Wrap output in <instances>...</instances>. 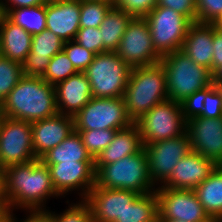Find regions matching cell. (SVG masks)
<instances>
[{
  "label": "cell",
  "mask_w": 222,
  "mask_h": 222,
  "mask_svg": "<svg viewBox=\"0 0 222 222\" xmlns=\"http://www.w3.org/2000/svg\"><path fill=\"white\" fill-rule=\"evenodd\" d=\"M5 183L7 212L46 211L47 199L61 197L53 187L49 167L41 159L8 166Z\"/></svg>",
  "instance_id": "6da1fadb"
},
{
  "label": "cell",
  "mask_w": 222,
  "mask_h": 222,
  "mask_svg": "<svg viewBox=\"0 0 222 222\" xmlns=\"http://www.w3.org/2000/svg\"><path fill=\"white\" fill-rule=\"evenodd\" d=\"M57 113L55 87L42 77L24 75L0 105V115L30 123Z\"/></svg>",
  "instance_id": "7a4b0ae2"
},
{
  "label": "cell",
  "mask_w": 222,
  "mask_h": 222,
  "mask_svg": "<svg viewBox=\"0 0 222 222\" xmlns=\"http://www.w3.org/2000/svg\"><path fill=\"white\" fill-rule=\"evenodd\" d=\"M123 97L133 123L157 103L168 99L166 75L161 63L131 68Z\"/></svg>",
  "instance_id": "3957f363"
},
{
  "label": "cell",
  "mask_w": 222,
  "mask_h": 222,
  "mask_svg": "<svg viewBox=\"0 0 222 222\" xmlns=\"http://www.w3.org/2000/svg\"><path fill=\"white\" fill-rule=\"evenodd\" d=\"M95 186L134 191L139 195L156 190L149 177L148 159L144 148L118 161L103 165L95 173Z\"/></svg>",
  "instance_id": "277c9868"
},
{
  "label": "cell",
  "mask_w": 222,
  "mask_h": 222,
  "mask_svg": "<svg viewBox=\"0 0 222 222\" xmlns=\"http://www.w3.org/2000/svg\"><path fill=\"white\" fill-rule=\"evenodd\" d=\"M160 63L166 75L168 99L180 103L213 83L212 72L193 62L181 50L166 54Z\"/></svg>",
  "instance_id": "5b68a950"
},
{
  "label": "cell",
  "mask_w": 222,
  "mask_h": 222,
  "mask_svg": "<svg viewBox=\"0 0 222 222\" xmlns=\"http://www.w3.org/2000/svg\"><path fill=\"white\" fill-rule=\"evenodd\" d=\"M131 68L116 51L95 55L92 63L83 72L88 78L92 97H123Z\"/></svg>",
  "instance_id": "8992f818"
},
{
  "label": "cell",
  "mask_w": 222,
  "mask_h": 222,
  "mask_svg": "<svg viewBox=\"0 0 222 222\" xmlns=\"http://www.w3.org/2000/svg\"><path fill=\"white\" fill-rule=\"evenodd\" d=\"M135 124L143 145L181 136L187 128L180 103L171 99L157 103Z\"/></svg>",
  "instance_id": "52a82bcc"
},
{
  "label": "cell",
  "mask_w": 222,
  "mask_h": 222,
  "mask_svg": "<svg viewBox=\"0 0 222 222\" xmlns=\"http://www.w3.org/2000/svg\"><path fill=\"white\" fill-rule=\"evenodd\" d=\"M155 51L161 56L181 50L192 22L168 7L155 6L145 17Z\"/></svg>",
  "instance_id": "ba28073f"
},
{
  "label": "cell",
  "mask_w": 222,
  "mask_h": 222,
  "mask_svg": "<svg viewBox=\"0 0 222 222\" xmlns=\"http://www.w3.org/2000/svg\"><path fill=\"white\" fill-rule=\"evenodd\" d=\"M74 130L114 129L131 126L124 97H92L74 117Z\"/></svg>",
  "instance_id": "9c48e42d"
},
{
  "label": "cell",
  "mask_w": 222,
  "mask_h": 222,
  "mask_svg": "<svg viewBox=\"0 0 222 222\" xmlns=\"http://www.w3.org/2000/svg\"><path fill=\"white\" fill-rule=\"evenodd\" d=\"M37 159L32 146V123L0 115L2 168Z\"/></svg>",
  "instance_id": "30bf717a"
},
{
  "label": "cell",
  "mask_w": 222,
  "mask_h": 222,
  "mask_svg": "<svg viewBox=\"0 0 222 222\" xmlns=\"http://www.w3.org/2000/svg\"><path fill=\"white\" fill-rule=\"evenodd\" d=\"M116 52L130 68L158 64L162 58L154 49L150 27L144 17L130 20Z\"/></svg>",
  "instance_id": "8fae6325"
},
{
  "label": "cell",
  "mask_w": 222,
  "mask_h": 222,
  "mask_svg": "<svg viewBox=\"0 0 222 222\" xmlns=\"http://www.w3.org/2000/svg\"><path fill=\"white\" fill-rule=\"evenodd\" d=\"M144 150L148 159L149 177L154 186L158 187L170 177L177 162L192 151V148L186 132L175 138L146 144Z\"/></svg>",
  "instance_id": "7c38bea8"
},
{
  "label": "cell",
  "mask_w": 222,
  "mask_h": 222,
  "mask_svg": "<svg viewBox=\"0 0 222 222\" xmlns=\"http://www.w3.org/2000/svg\"><path fill=\"white\" fill-rule=\"evenodd\" d=\"M155 193L158 199L159 220L214 222L205 212L193 190L158 186Z\"/></svg>",
  "instance_id": "4fadbf2b"
},
{
  "label": "cell",
  "mask_w": 222,
  "mask_h": 222,
  "mask_svg": "<svg viewBox=\"0 0 222 222\" xmlns=\"http://www.w3.org/2000/svg\"><path fill=\"white\" fill-rule=\"evenodd\" d=\"M49 167L51 180L56 192L62 197L71 191H79L85 199L95 186L94 162H60L46 164Z\"/></svg>",
  "instance_id": "5bb4252c"
},
{
  "label": "cell",
  "mask_w": 222,
  "mask_h": 222,
  "mask_svg": "<svg viewBox=\"0 0 222 222\" xmlns=\"http://www.w3.org/2000/svg\"><path fill=\"white\" fill-rule=\"evenodd\" d=\"M186 132L193 151L222 165V117H193L187 121Z\"/></svg>",
  "instance_id": "9a60e30c"
},
{
  "label": "cell",
  "mask_w": 222,
  "mask_h": 222,
  "mask_svg": "<svg viewBox=\"0 0 222 222\" xmlns=\"http://www.w3.org/2000/svg\"><path fill=\"white\" fill-rule=\"evenodd\" d=\"M138 196L134 191L94 186L84 200L95 222H114Z\"/></svg>",
  "instance_id": "2e32d148"
},
{
  "label": "cell",
  "mask_w": 222,
  "mask_h": 222,
  "mask_svg": "<svg viewBox=\"0 0 222 222\" xmlns=\"http://www.w3.org/2000/svg\"><path fill=\"white\" fill-rule=\"evenodd\" d=\"M217 166L213 160L192 150L177 162L170 177L161 186L164 188L194 190Z\"/></svg>",
  "instance_id": "e0dca14e"
},
{
  "label": "cell",
  "mask_w": 222,
  "mask_h": 222,
  "mask_svg": "<svg viewBox=\"0 0 222 222\" xmlns=\"http://www.w3.org/2000/svg\"><path fill=\"white\" fill-rule=\"evenodd\" d=\"M74 131L72 116L57 113L55 116L32 122V146L37 159L59 145Z\"/></svg>",
  "instance_id": "ac0fdd59"
},
{
  "label": "cell",
  "mask_w": 222,
  "mask_h": 222,
  "mask_svg": "<svg viewBox=\"0 0 222 222\" xmlns=\"http://www.w3.org/2000/svg\"><path fill=\"white\" fill-rule=\"evenodd\" d=\"M46 29L63 42L74 40L80 29V0L47 2Z\"/></svg>",
  "instance_id": "d6986e66"
},
{
  "label": "cell",
  "mask_w": 222,
  "mask_h": 222,
  "mask_svg": "<svg viewBox=\"0 0 222 222\" xmlns=\"http://www.w3.org/2000/svg\"><path fill=\"white\" fill-rule=\"evenodd\" d=\"M54 87L60 114L74 117L92 98L90 82L83 72L68 77Z\"/></svg>",
  "instance_id": "ffe728a7"
},
{
  "label": "cell",
  "mask_w": 222,
  "mask_h": 222,
  "mask_svg": "<svg viewBox=\"0 0 222 222\" xmlns=\"http://www.w3.org/2000/svg\"><path fill=\"white\" fill-rule=\"evenodd\" d=\"M63 45L64 42L48 29L33 35L30 53L21 64L23 74L43 77L50 59L63 50Z\"/></svg>",
  "instance_id": "44dd1931"
},
{
  "label": "cell",
  "mask_w": 222,
  "mask_h": 222,
  "mask_svg": "<svg viewBox=\"0 0 222 222\" xmlns=\"http://www.w3.org/2000/svg\"><path fill=\"white\" fill-rule=\"evenodd\" d=\"M181 51L193 62L213 71V23L193 22Z\"/></svg>",
  "instance_id": "7402d4cb"
},
{
  "label": "cell",
  "mask_w": 222,
  "mask_h": 222,
  "mask_svg": "<svg viewBox=\"0 0 222 222\" xmlns=\"http://www.w3.org/2000/svg\"><path fill=\"white\" fill-rule=\"evenodd\" d=\"M144 148L142 138L135 123L127 128L117 130L110 144L94 160L95 173L106 164L134 155Z\"/></svg>",
  "instance_id": "603a6c76"
},
{
  "label": "cell",
  "mask_w": 222,
  "mask_h": 222,
  "mask_svg": "<svg viewBox=\"0 0 222 222\" xmlns=\"http://www.w3.org/2000/svg\"><path fill=\"white\" fill-rule=\"evenodd\" d=\"M32 35L5 16L0 24V54L22 64L30 53Z\"/></svg>",
  "instance_id": "cb8c5ba5"
},
{
  "label": "cell",
  "mask_w": 222,
  "mask_h": 222,
  "mask_svg": "<svg viewBox=\"0 0 222 222\" xmlns=\"http://www.w3.org/2000/svg\"><path fill=\"white\" fill-rule=\"evenodd\" d=\"M205 212L214 222H222V165L194 190Z\"/></svg>",
  "instance_id": "d4e9b609"
},
{
  "label": "cell",
  "mask_w": 222,
  "mask_h": 222,
  "mask_svg": "<svg viewBox=\"0 0 222 222\" xmlns=\"http://www.w3.org/2000/svg\"><path fill=\"white\" fill-rule=\"evenodd\" d=\"M41 160L45 164L75 161L94 162V159L83 145L81 136L76 131H73L59 145L48 151Z\"/></svg>",
  "instance_id": "484cf974"
},
{
  "label": "cell",
  "mask_w": 222,
  "mask_h": 222,
  "mask_svg": "<svg viewBox=\"0 0 222 222\" xmlns=\"http://www.w3.org/2000/svg\"><path fill=\"white\" fill-rule=\"evenodd\" d=\"M132 18L133 16L118 7L112 6L110 8L99 26L103 42V53L117 50L128 23Z\"/></svg>",
  "instance_id": "4316f807"
},
{
  "label": "cell",
  "mask_w": 222,
  "mask_h": 222,
  "mask_svg": "<svg viewBox=\"0 0 222 222\" xmlns=\"http://www.w3.org/2000/svg\"><path fill=\"white\" fill-rule=\"evenodd\" d=\"M114 222H159L158 199L154 192L139 195Z\"/></svg>",
  "instance_id": "83f0119b"
},
{
  "label": "cell",
  "mask_w": 222,
  "mask_h": 222,
  "mask_svg": "<svg viewBox=\"0 0 222 222\" xmlns=\"http://www.w3.org/2000/svg\"><path fill=\"white\" fill-rule=\"evenodd\" d=\"M5 17L32 36L46 29V4L27 8L8 9Z\"/></svg>",
  "instance_id": "f1b7e54d"
},
{
  "label": "cell",
  "mask_w": 222,
  "mask_h": 222,
  "mask_svg": "<svg viewBox=\"0 0 222 222\" xmlns=\"http://www.w3.org/2000/svg\"><path fill=\"white\" fill-rule=\"evenodd\" d=\"M113 2L80 0V28H99Z\"/></svg>",
  "instance_id": "f546056e"
},
{
  "label": "cell",
  "mask_w": 222,
  "mask_h": 222,
  "mask_svg": "<svg viewBox=\"0 0 222 222\" xmlns=\"http://www.w3.org/2000/svg\"><path fill=\"white\" fill-rule=\"evenodd\" d=\"M23 76L20 63L0 54V105Z\"/></svg>",
  "instance_id": "4dcf8cb0"
},
{
  "label": "cell",
  "mask_w": 222,
  "mask_h": 222,
  "mask_svg": "<svg viewBox=\"0 0 222 222\" xmlns=\"http://www.w3.org/2000/svg\"><path fill=\"white\" fill-rule=\"evenodd\" d=\"M82 138L83 145L95 160L97 156L110 144L117 130L114 129H92L74 130Z\"/></svg>",
  "instance_id": "1f68e13d"
},
{
  "label": "cell",
  "mask_w": 222,
  "mask_h": 222,
  "mask_svg": "<svg viewBox=\"0 0 222 222\" xmlns=\"http://www.w3.org/2000/svg\"><path fill=\"white\" fill-rule=\"evenodd\" d=\"M77 73L78 71L74 68L73 64L62 50L50 59L48 68L42 78L47 83L55 86L57 83Z\"/></svg>",
  "instance_id": "d6a6232c"
},
{
  "label": "cell",
  "mask_w": 222,
  "mask_h": 222,
  "mask_svg": "<svg viewBox=\"0 0 222 222\" xmlns=\"http://www.w3.org/2000/svg\"><path fill=\"white\" fill-rule=\"evenodd\" d=\"M80 200L69 204V208L60 214L49 209L46 211L51 215L52 222H95L89 204L84 199Z\"/></svg>",
  "instance_id": "836d02e7"
},
{
  "label": "cell",
  "mask_w": 222,
  "mask_h": 222,
  "mask_svg": "<svg viewBox=\"0 0 222 222\" xmlns=\"http://www.w3.org/2000/svg\"><path fill=\"white\" fill-rule=\"evenodd\" d=\"M63 51L78 72H84L96 55L74 40L64 42Z\"/></svg>",
  "instance_id": "e575fe53"
},
{
  "label": "cell",
  "mask_w": 222,
  "mask_h": 222,
  "mask_svg": "<svg viewBox=\"0 0 222 222\" xmlns=\"http://www.w3.org/2000/svg\"><path fill=\"white\" fill-rule=\"evenodd\" d=\"M204 108L199 115L204 118H221L222 117V88L215 86L213 83L206 87V98Z\"/></svg>",
  "instance_id": "d590c367"
},
{
  "label": "cell",
  "mask_w": 222,
  "mask_h": 222,
  "mask_svg": "<svg viewBox=\"0 0 222 222\" xmlns=\"http://www.w3.org/2000/svg\"><path fill=\"white\" fill-rule=\"evenodd\" d=\"M74 41L96 55L103 53V42L99 28H80Z\"/></svg>",
  "instance_id": "8d00e7d4"
},
{
  "label": "cell",
  "mask_w": 222,
  "mask_h": 222,
  "mask_svg": "<svg viewBox=\"0 0 222 222\" xmlns=\"http://www.w3.org/2000/svg\"><path fill=\"white\" fill-rule=\"evenodd\" d=\"M157 5V0H113V6L133 17H145Z\"/></svg>",
  "instance_id": "74e56055"
},
{
  "label": "cell",
  "mask_w": 222,
  "mask_h": 222,
  "mask_svg": "<svg viewBox=\"0 0 222 222\" xmlns=\"http://www.w3.org/2000/svg\"><path fill=\"white\" fill-rule=\"evenodd\" d=\"M197 22L214 23L222 14V0H196Z\"/></svg>",
  "instance_id": "f35d334b"
},
{
  "label": "cell",
  "mask_w": 222,
  "mask_h": 222,
  "mask_svg": "<svg viewBox=\"0 0 222 222\" xmlns=\"http://www.w3.org/2000/svg\"><path fill=\"white\" fill-rule=\"evenodd\" d=\"M206 98V88L196 91L180 102L182 114L186 121L197 117L202 113L204 100Z\"/></svg>",
  "instance_id": "ab89813d"
},
{
  "label": "cell",
  "mask_w": 222,
  "mask_h": 222,
  "mask_svg": "<svg viewBox=\"0 0 222 222\" xmlns=\"http://www.w3.org/2000/svg\"><path fill=\"white\" fill-rule=\"evenodd\" d=\"M157 6L171 8L184 15L192 23L197 22L196 0H157Z\"/></svg>",
  "instance_id": "60d3db41"
},
{
  "label": "cell",
  "mask_w": 222,
  "mask_h": 222,
  "mask_svg": "<svg viewBox=\"0 0 222 222\" xmlns=\"http://www.w3.org/2000/svg\"><path fill=\"white\" fill-rule=\"evenodd\" d=\"M13 212H7L4 222H19ZM21 222H52L51 215L47 211H29L26 219Z\"/></svg>",
  "instance_id": "b9f144b4"
},
{
  "label": "cell",
  "mask_w": 222,
  "mask_h": 222,
  "mask_svg": "<svg viewBox=\"0 0 222 222\" xmlns=\"http://www.w3.org/2000/svg\"><path fill=\"white\" fill-rule=\"evenodd\" d=\"M213 70L222 63V29L213 24Z\"/></svg>",
  "instance_id": "7bdbcfd3"
},
{
  "label": "cell",
  "mask_w": 222,
  "mask_h": 222,
  "mask_svg": "<svg viewBox=\"0 0 222 222\" xmlns=\"http://www.w3.org/2000/svg\"><path fill=\"white\" fill-rule=\"evenodd\" d=\"M0 2L2 4L4 13L8 9L27 8L30 6L43 5L47 3L45 0H0Z\"/></svg>",
  "instance_id": "ee69618b"
},
{
  "label": "cell",
  "mask_w": 222,
  "mask_h": 222,
  "mask_svg": "<svg viewBox=\"0 0 222 222\" xmlns=\"http://www.w3.org/2000/svg\"><path fill=\"white\" fill-rule=\"evenodd\" d=\"M5 168H0V205L7 211Z\"/></svg>",
  "instance_id": "f6af8a7d"
},
{
  "label": "cell",
  "mask_w": 222,
  "mask_h": 222,
  "mask_svg": "<svg viewBox=\"0 0 222 222\" xmlns=\"http://www.w3.org/2000/svg\"><path fill=\"white\" fill-rule=\"evenodd\" d=\"M212 82L215 86L222 87V63L212 71Z\"/></svg>",
  "instance_id": "bcb514c9"
},
{
  "label": "cell",
  "mask_w": 222,
  "mask_h": 222,
  "mask_svg": "<svg viewBox=\"0 0 222 222\" xmlns=\"http://www.w3.org/2000/svg\"><path fill=\"white\" fill-rule=\"evenodd\" d=\"M7 211L0 205V222H4Z\"/></svg>",
  "instance_id": "7dc6e473"
},
{
  "label": "cell",
  "mask_w": 222,
  "mask_h": 222,
  "mask_svg": "<svg viewBox=\"0 0 222 222\" xmlns=\"http://www.w3.org/2000/svg\"><path fill=\"white\" fill-rule=\"evenodd\" d=\"M217 28L222 29V14L220 17L213 23Z\"/></svg>",
  "instance_id": "c3c4849f"
},
{
  "label": "cell",
  "mask_w": 222,
  "mask_h": 222,
  "mask_svg": "<svg viewBox=\"0 0 222 222\" xmlns=\"http://www.w3.org/2000/svg\"><path fill=\"white\" fill-rule=\"evenodd\" d=\"M5 16L4 12H3V8H2V4L0 2V24H1V20L2 18Z\"/></svg>",
  "instance_id": "681fc988"
},
{
  "label": "cell",
  "mask_w": 222,
  "mask_h": 222,
  "mask_svg": "<svg viewBox=\"0 0 222 222\" xmlns=\"http://www.w3.org/2000/svg\"><path fill=\"white\" fill-rule=\"evenodd\" d=\"M159 222H184L183 220H159Z\"/></svg>",
  "instance_id": "f907efd6"
},
{
  "label": "cell",
  "mask_w": 222,
  "mask_h": 222,
  "mask_svg": "<svg viewBox=\"0 0 222 222\" xmlns=\"http://www.w3.org/2000/svg\"><path fill=\"white\" fill-rule=\"evenodd\" d=\"M95 1H107V2H113V0H95Z\"/></svg>",
  "instance_id": "816d5d0a"
},
{
  "label": "cell",
  "mask_w": 222,
  "mask_h": 222,
  "mask_svg": "<svg viewBox=\"0 0 222 222\" xmlns=\"http://www.w3.org/2000/svg\"><path fill=\"white\" fill-rule=\"evenodd\" d=\"M46 2H52V1H57V0H45Z\"/></svg>",
  "instance_id": "f5cc1de1"
}]
</instances>
